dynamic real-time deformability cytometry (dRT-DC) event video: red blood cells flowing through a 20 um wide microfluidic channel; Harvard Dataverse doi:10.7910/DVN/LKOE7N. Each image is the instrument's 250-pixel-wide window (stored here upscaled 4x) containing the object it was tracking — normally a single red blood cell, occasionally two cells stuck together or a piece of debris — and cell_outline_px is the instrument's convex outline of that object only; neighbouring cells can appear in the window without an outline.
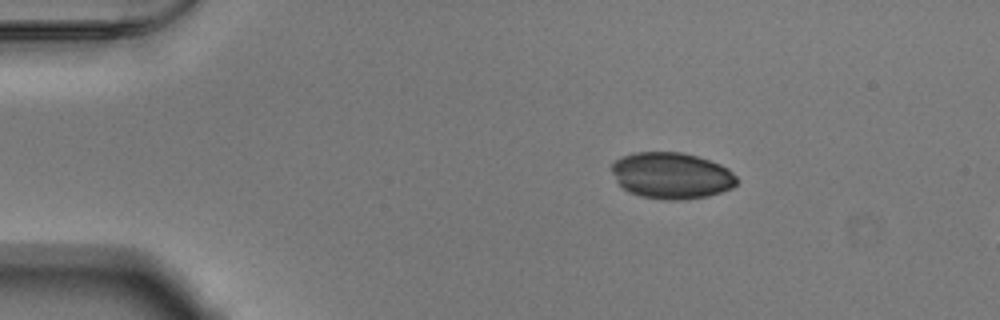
{"species": "Egyptian fruit bat (a non-hibernating species)", "species_latin": "Rousettus aegyptiacus", "temperature_condition": "warm", "stored_images_in_passage": 7, "camera_frame_rate_fps": 3000, "um_per_image_px": 0.085, "animal": {"sex": "male"}, "frame": {"image": 1, "passage_image": 1, "time_ms": 0.0, "image_size_px": [1000, 320], "cell_outline_px": [[740, 180], [732, 188], [708, 196], [680, 200], [668, 200], [640, 196], [628, 192], [616, 180], [612, 172], [612, 164], [620, 156], [636, 152], [684, 152], [720, 164], [728, 168]], "centroid_in_image_um": [57.09, 14.92], "position_along_channel_um": 27.9, "area_um2": 33.87}}